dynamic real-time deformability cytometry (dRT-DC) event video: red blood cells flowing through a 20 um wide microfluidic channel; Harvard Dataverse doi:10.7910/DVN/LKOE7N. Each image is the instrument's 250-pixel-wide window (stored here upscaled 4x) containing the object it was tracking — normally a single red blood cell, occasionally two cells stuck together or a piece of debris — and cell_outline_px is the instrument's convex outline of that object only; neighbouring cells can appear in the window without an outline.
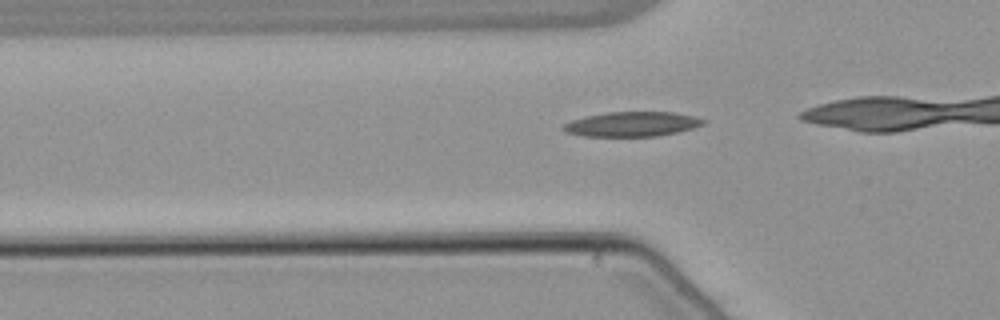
{"species": "common noctule bat (a hibernating species)", "species_latin": "Nyctalus noctula", "temperature_condition": "warm", "stored_images_in_passage": 37, "camera_frame_rate_fps": 3000, "um_per_image_px": 0.085, "animal": {"sex": "male", "body_mass_g": 21.5, "forearm_length_mm": 52.0}, "frame": {"image": 1, "passage_image": 13, "time_ms": 4.0, "image_size_px": [1000, 320], "cell_outline_px": [[708, 120], [704, 124], [692, 128], [676, 132], [656, 136], [584, 136], [564, 132], [560, 128], [564, 124], [572, 120], [584, 116], [608, 112], [672, 112], [692, 116]], "centroid_in_image_um": [53.68, 10.55], "position_along_channel_um": 72.1, "area_um2": 20.11}}
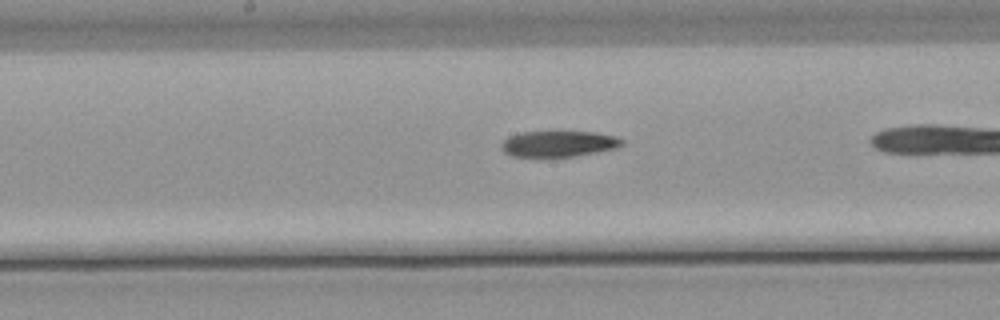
{"frame": {"image": 2, "passage_image": 23, "time_ms": 7.333, "image_size_px": [1000, 320], "cell_outline_px": [[624, 144], [616, 148], [596, 152], [572, 156], [512, 156], [504, 152], [500, 148], [500, 144], [508, 136], [520, 132], [596, 132], [616, 136], [624, 140]], "centroid_in_image_um": [47.47, 12.21], "position_along_channel_um": 200.7, "area_um2": 18.15}}
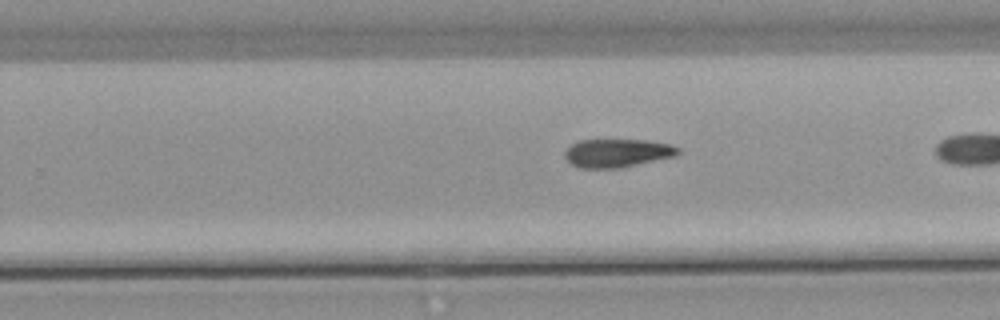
{"frame": {"image": 3, "passage_image": 29, "time_ms": 9.333, "image_size_px": [1000, 320], "cell_outline_px": [[680, 152], [676, 156], [620, 168], [580, 168], [572, 164], [564, 156], [564, 152], [572, 144], [580, 140], [648, 140], [668, 144], [680, 148]], "centroid_in_image_um": [52.48, 13.01], "position_along_channel_um": 277.3, "area_um2": 18.67}}